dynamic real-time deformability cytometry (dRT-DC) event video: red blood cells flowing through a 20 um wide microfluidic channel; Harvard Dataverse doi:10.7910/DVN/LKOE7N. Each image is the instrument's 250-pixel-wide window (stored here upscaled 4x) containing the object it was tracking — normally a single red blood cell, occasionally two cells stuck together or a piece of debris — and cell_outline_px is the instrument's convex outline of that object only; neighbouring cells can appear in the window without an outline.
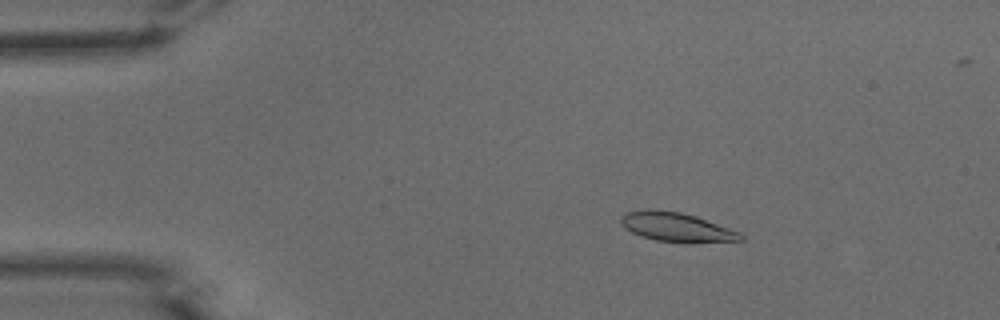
{"species": "common noctule bat (a hibernating species)", "species_latin": "Nyctalus noctula", "temperature_condition": "warm", "stored_images_in_passage": 53, "camera_frame_rate_fps": 3000, "um_per_image_px": 0.085, "animal": {"sex": "male", "body_mass_g": 15.6}, "frame": {"image": 1, "passage_image": 9, "time_ms": 2.667, "image_size_px": [1000, 320], "cell_outline_px": [[744, 240], [684, 244], [656, 240], [640, 236], [624, 228], [620, 220], [620, 216], [628, 212], [644, 208], [652, 208], [680, 212], [696, 216], [740, 232], [744, 236]], "centroid_in_image_um": [57.5, 19.31], "position_along_channel_um": 27.5, "area_um2": 20.81}}
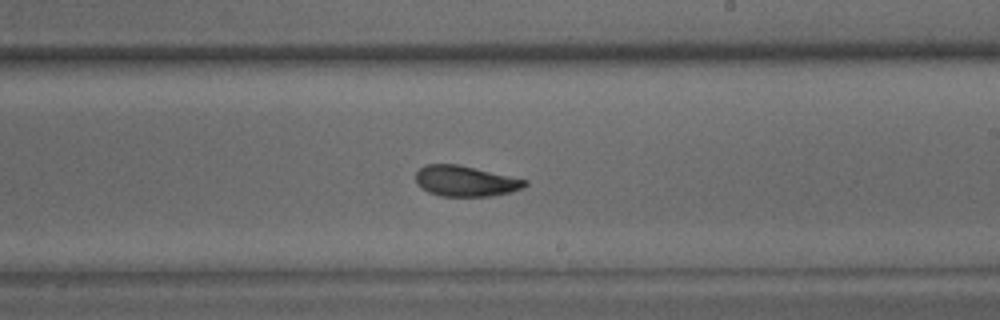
{"frame": {"image": 2, "passage_image": 31, "time_ms": 10.0, "image_size_px": [1000, 320], "cell_outline_px": [[528, 184], [524, 188], [512, 192], [492, 196], [440, 196], [428, 192], [416, 184], [416, 172], [424, 164], [456, 164], [528, 180]], "centroid_in_image_um": [39.56, 15.4], "position_along_channel_um": 249.4, "area_um2": 19.54}}
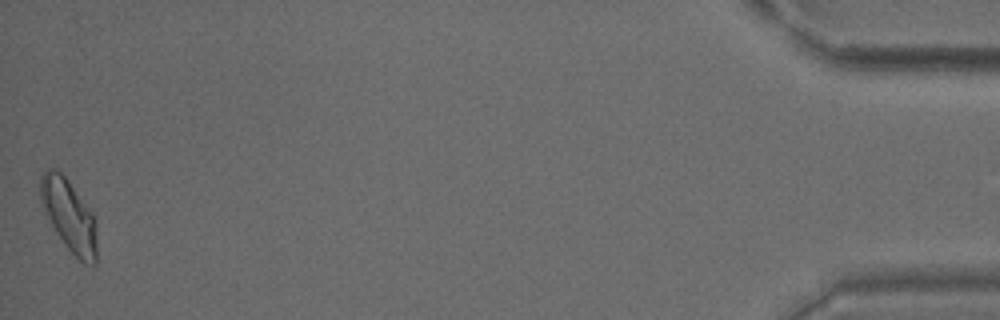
{"frame": {"image": 3, "passage_image": 52, "time_ms": 17.0, "image_size_px": [1000, 320], "cell_outline_px": [[96, 264], [84, 264], [68, 248], [56, 232], [44, 212], [40, 204], [40, 176], [44, 168], [56, 168], [68, 180], [92, 212], [96, 220]], "centroid_in_image_um": [5.84, 18.28], "position_along_channel_um": 429.4, "area_um2": 23.7}}